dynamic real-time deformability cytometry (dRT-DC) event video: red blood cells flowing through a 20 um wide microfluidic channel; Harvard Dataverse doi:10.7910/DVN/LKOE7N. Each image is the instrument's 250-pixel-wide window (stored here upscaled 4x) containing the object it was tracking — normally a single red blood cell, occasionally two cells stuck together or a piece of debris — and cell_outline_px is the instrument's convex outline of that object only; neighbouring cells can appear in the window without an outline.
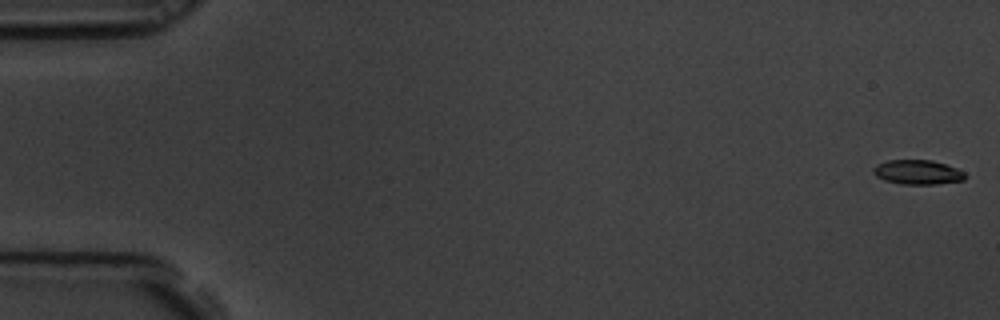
{"species": "common noctule bat (a hibernating species)", "species_latin": "Nyctalus noctula", "temperature_condition": "room temperature", "stored_images_in_passage": 59, "camera_frame_rate_fps": 3000, "um_per_image_px": 0.085, "animal": {"sex": "male", "body_mass_g": 19.5, "forearm_length_mm": 54.6}, "frame": {"image": 1, "passage_image": 1, "time_ms": 0.0, "image_size_px": [1000, 320], "cell_outline_px": [[968, 176], [964, 180], [936, 184], [900, 184], [884, 180], [876, 176], [872, 172], [872, 168], [876, 164], [888, 160], [932, 160], [956, 168], [964, 172]], "centroid_in_image_um": [77.98, 14.64], "position_along_channel_um": 7.0, "area_um2": 13.18}}
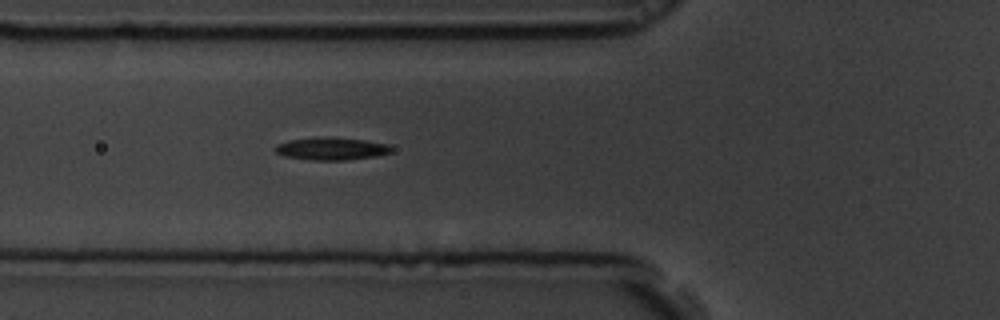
{"frame": {"image": 2, "passage_image": 22, "time_ms": 7.0, "image_size_px": [1000, 320], "cell_outline_px": [[392, 152], [376, 156], [344, 160], [312, 160], [284, 156], [276, 152], [276, 144], [288, 140], [316, 136], [328, 136], [364, 140], [388, 144], [392, 148]], "centroid_in_image_um": [28.15, 12.62], "position_along_channel_um": 97.6, "area_um2": 15.43}}
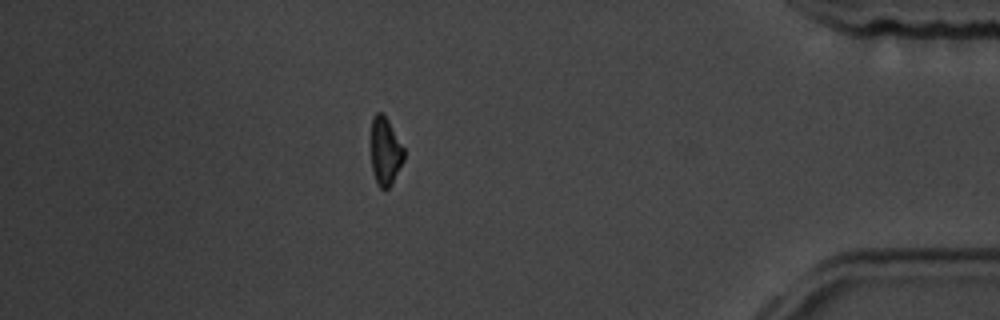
{"frame": {"image": 3, "passage_image": 52, "time_ms": 17.0, "image_size_px": [1000, 320], "cell_outline_px": [[404, 160], [392, 184], [384, 192], [380, 188], [376, 180], [372, 168], [372, 116], [376, 112], [384, 112], [404, 148]], "centroid_in_image_um": [32.77, 12.86], "position_along_channel_um": 402.4, "area_um2": 13.06}, "authors_computed_cell_mechanics": {"area_um2": 14.3344, "velocity_mm_per_s": 3.4729, "shape_relaxation_time_tau1_ms": 3.8714, "shape_relaxation_time_tau2_ms": null, "deformation_change_tau1": 0.1609, "deformation_change_tau2": null}}